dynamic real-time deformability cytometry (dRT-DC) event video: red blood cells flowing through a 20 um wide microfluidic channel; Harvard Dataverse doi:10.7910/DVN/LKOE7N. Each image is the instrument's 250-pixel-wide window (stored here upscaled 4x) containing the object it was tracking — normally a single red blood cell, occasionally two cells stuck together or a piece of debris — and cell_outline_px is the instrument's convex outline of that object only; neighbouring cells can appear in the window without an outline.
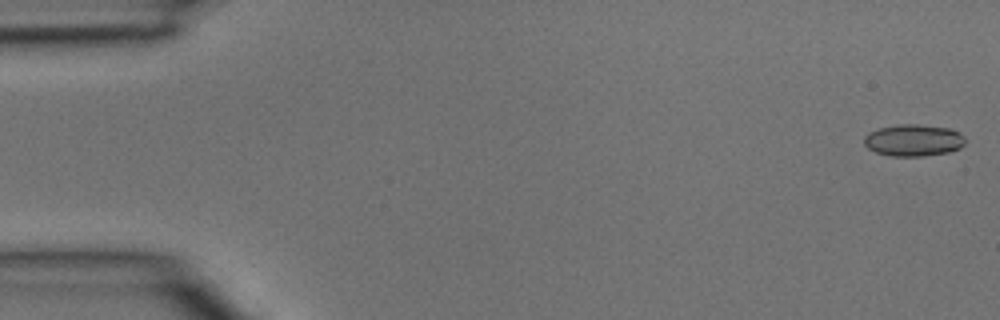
{"species": "common noctule bat (a hibernating species)", "species_latin": "Nyctalus noctula", "temperature_condition": "room temperature", "stored_images_in_passage": 4, "camera_frame_rate_fps": 3000, "um_per_image_px": 0.085, "animal": {"sex": "male", "body_mass_g": 15.6}, "frame": {"image": 1, "passage_image": 1, "time_ms": 0.0, "image_size_px": [1000, 320], "cell_outline_px": [[964, 144], [960, 148], [948, 152], [924, 156], [892, 156], [876, 152], [868, 148], [864, 144], [864, 136], [868, 132], [880, 128], [900, 124], [916, 124], [948, 128], [960, 132], [964, 136]], "centroid_in_image_um": [77.64, 11.92], "position_along_channel_um": 7.4, "area_um2": 18.73}}
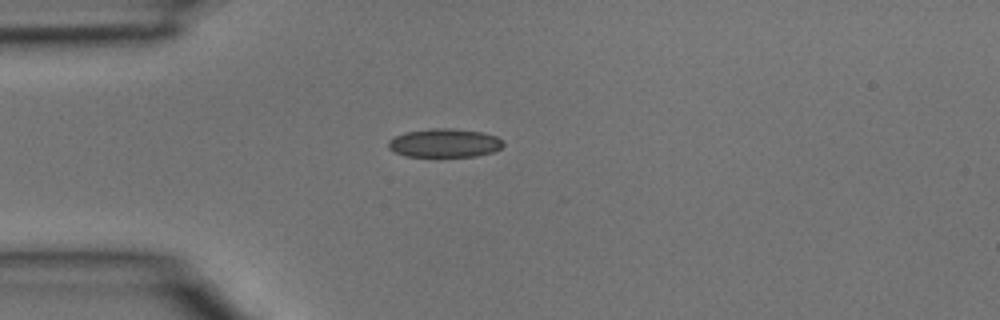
{"frame": {"image": 2, "passage_image": 4, "time_ms": 1.0, "image_size_px": [1000, 320], "cell_outline_px": [[504, 144], [500, 148], [492, 152], [476, 156], [404, 156], [388, 148], [388, 140], [404, 132], [432, 128], [452, 128], [480, 132], [496, 136], [504, 140]], "centroid_in_image_um": [37.78, 12.15], "position_along_channel_um": 47.2, "area_um2": 19.13}}